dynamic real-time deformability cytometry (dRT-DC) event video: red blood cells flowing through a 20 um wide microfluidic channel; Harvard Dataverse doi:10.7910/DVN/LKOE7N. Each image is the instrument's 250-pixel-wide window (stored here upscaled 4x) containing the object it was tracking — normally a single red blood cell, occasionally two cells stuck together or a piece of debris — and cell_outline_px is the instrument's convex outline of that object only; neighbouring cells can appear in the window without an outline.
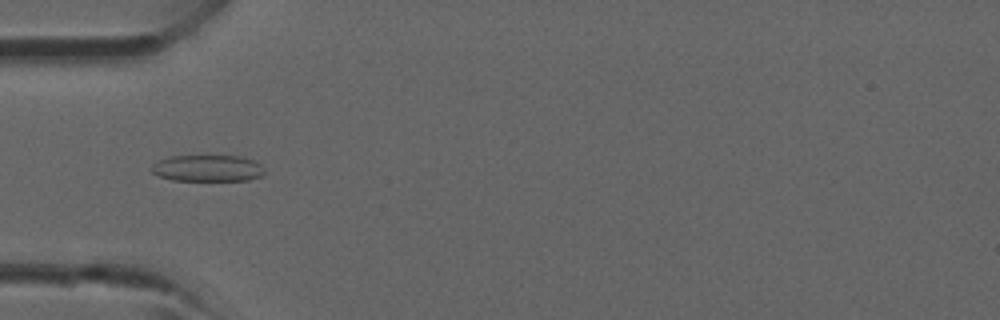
{"species": "common noctule bat (a hibernating species)", "species_latin": "Nyctalus noctula", "temperature_condition": "room temperature", "stored_images_in_passage": 5, "camera_frame_rate_fps": 3000, "um_per_image_px": 0.085, "animal": {"sex": "male", "forearm_length_mm": 52.5}, "frame": {"image": 1, "passage_image": 5, "time_ms": 4.333, "image_size_px": [1000, 320], "cell_outline_px": [[264, 172], [260, 176], [248, 180], [172, 180], [156, 176], [152, 172], [152, 164], [160, 160], [172, 156], [240, 156], [252, 160], [260, 164], [264, 168]], "centroid_in_image_um": [17.63, 14.3], "position_along_channel_um": 67.4, "area_um2": 17.34}}